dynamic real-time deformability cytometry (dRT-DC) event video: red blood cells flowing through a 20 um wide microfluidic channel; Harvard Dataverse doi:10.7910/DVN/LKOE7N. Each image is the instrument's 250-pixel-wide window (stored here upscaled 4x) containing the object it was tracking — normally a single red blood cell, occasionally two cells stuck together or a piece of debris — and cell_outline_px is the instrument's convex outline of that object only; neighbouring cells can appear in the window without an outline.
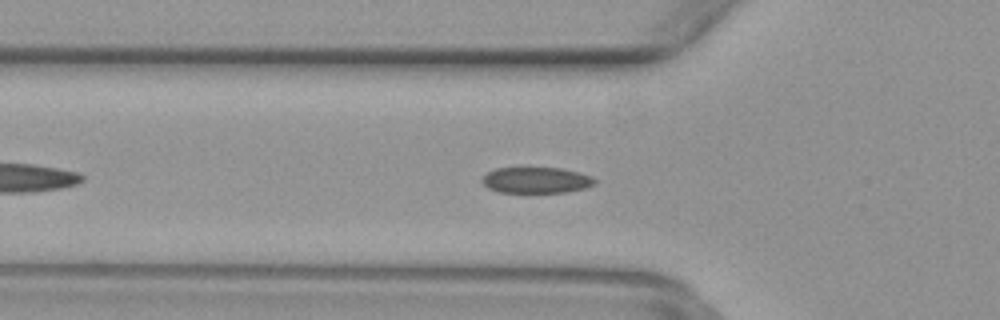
{"species": "common noctule bat (a hibernating species)", "species_latin": "Nyctalus noctula", "temperature_condition": "warm", "stored_images_in_passage": 38, "camera_frame_rate_fps": 3000, "um_per_image_px": 0.085, "animal": {"sex": "female", "body_mass_g": 29.2, "forearm_length_mm": 56.3}, "frame": {"image": 1, "passage_image": 8, "time_ms": 2.333, "image_size_px": [1000, 320], "cell_outline_px": [[596, 184], [584, 188], [568, 192], [500, 192], [488, 188], [480, 180], [488, 172], [496, 168], [560, 168], [580, 172], [592, 176], [596, 180]], "centroid_in_image_um": [45.61, 15.31], "position_along_channel_um": 80.2, "area_um2": 17.05}}
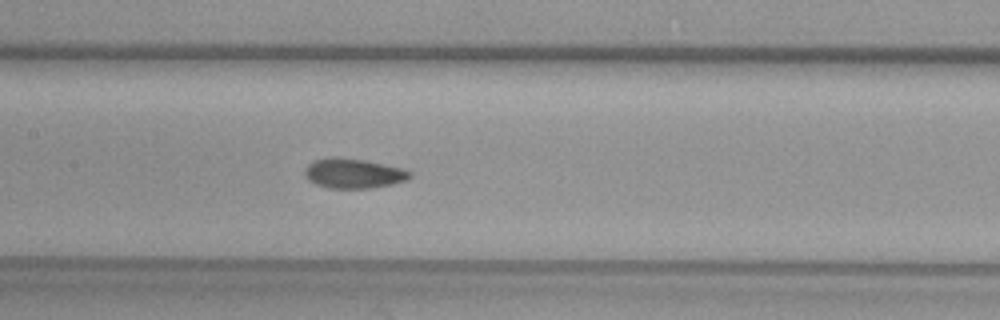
{"frame": {"image": 2, "passage_image": 15, "time_ms": 4.667, "image_size_px": [1000, 320], "cell_outline_px": [[412, 176], [404, 180], [392, 184], [368, 188], [324, 188], [308, 180], [304, 176], [304, 168], [312, 160], [332, 156], [364, 160], [404, 168], [412, 172]], "centroid_in_image_um": [29.99, 14.73], "position_along_channel_um": 177.4, "area_um2": 18.44}}
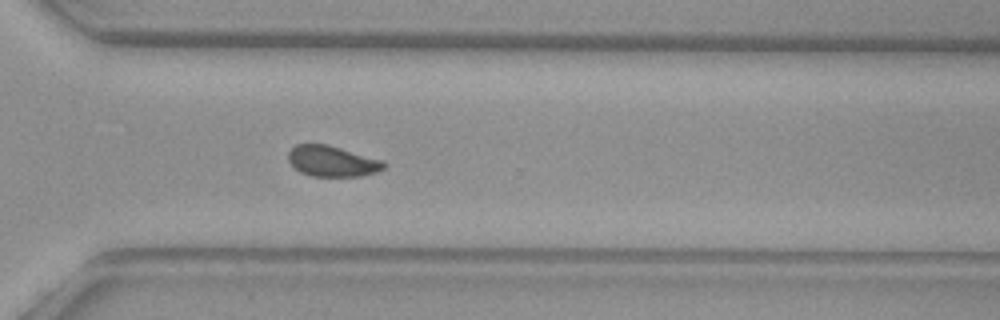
{"frame": {"image": 3, "passage_image": 27, "time_ms": 8.667, "image_size_px": [1000, 320], "cell_outline_px": [[388, 164], [384, 168], [376, 172], [360, 176], [312, 176], [300, 172], [288, 160], [288, 152], [296, 144], [324, 144], [384, 160]], "centroid_in_image_um": [28.25, 13.71], "position_along_channel_um": 342.3, "area_um2": 16.99}}